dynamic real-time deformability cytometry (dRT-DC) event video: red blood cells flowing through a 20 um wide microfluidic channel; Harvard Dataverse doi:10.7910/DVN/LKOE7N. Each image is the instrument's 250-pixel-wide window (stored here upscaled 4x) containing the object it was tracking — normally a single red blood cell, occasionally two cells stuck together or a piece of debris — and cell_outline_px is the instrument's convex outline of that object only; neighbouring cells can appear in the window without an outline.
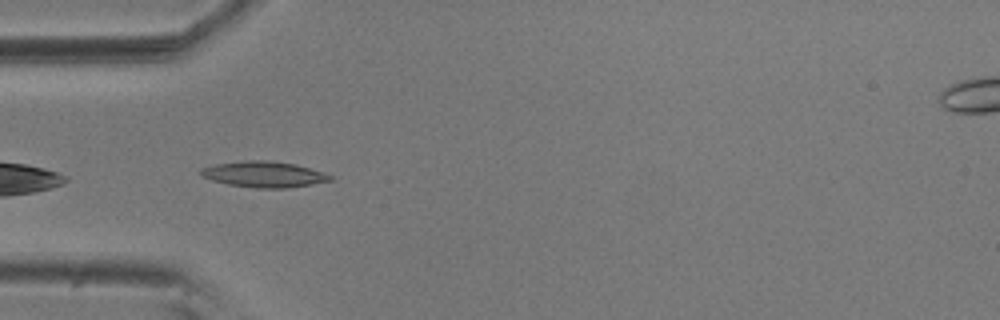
{"species": "common noctule bat (a hibernating species)", "species_latin": "Nyctalus noctula", "temperature_condition": "room temperature", "stored_images_in_passage": 7, "camera_frame_rate_fps": 3000, "um_per_image_px": 0.085, "animal": {"sex": "male", "body_mass_g": 20.5, "forearm_length_mm": 52.5}, "frame": {"image": 1, "passage_image": 2, "time_ms": 0.333, "image_size_px": [1000, 320], "cell_outline_px": [[332, 180], [312, 184], [288, 188], [256, 188], [228, 184], [212, 180], [204, 176], [200, 172], [200, 168], [216, 164], [248, 160], [268, 160], [296, 164], [324, 172], [332, 176]], "centroid_in_image_um": [22.46, 14.81], "position_along_channel_um": 62.5, "area_um2": 19.42}}